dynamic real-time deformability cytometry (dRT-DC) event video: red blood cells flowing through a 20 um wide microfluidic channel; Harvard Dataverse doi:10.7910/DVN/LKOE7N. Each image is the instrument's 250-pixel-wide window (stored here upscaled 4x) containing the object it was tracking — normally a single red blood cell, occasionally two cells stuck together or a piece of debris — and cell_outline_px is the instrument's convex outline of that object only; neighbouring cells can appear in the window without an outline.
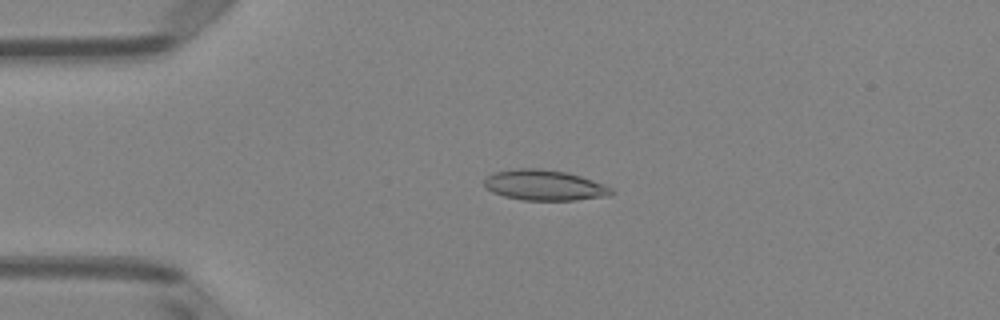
{"species": "Egyptian fruit bat (a non-hibernating species)", "species_latin": "Rousettus aegyptiacus", "temperature_condition": "room temperature", "stored_images_in_passage": 45, "camera_frame_rate_fps": 3000, "um_per_image_px": 0.085, "animal": {"sex": "female"}, "frame": {"image": 1, "passage_image": 6, "time_ms": 1.667, "image_size_px": [1000, 320], "cell_outline_px": [[612, 192], [608, 196], [576, 200], [524, 200], [504, 196], [492, 192], [484, 184], [484, 180], [488, 176], [496, 172], [516, 168], [540, 168], [568, 172], [604, 184], [612, 188]], "centroid_in_image_um": [46.28, 15.74], "position_along_channel_um": 38.7, "area_um2": 22.48}}
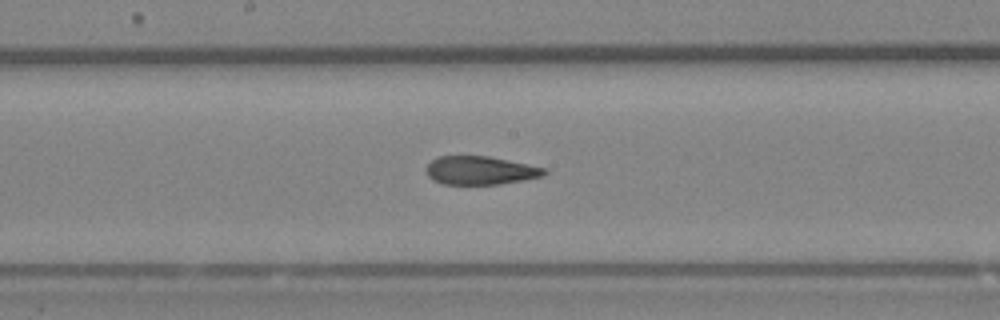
{"frame": {"image": 2, "passage_image": 21, "time_ms": 6.667, "image_size_px": [1000, 320], "cell_outline_px": [[548, 172], [544, 176], [524, 180], [500, 184], [444, 184], [432, 180], [428, 176], [424, 168], [436, 156], [488, 156], [548, 168]], "centroid_in_image_um": [40.84, 14.48], "position_along_channel_um": 207.4, "area_um2": 19.77}}
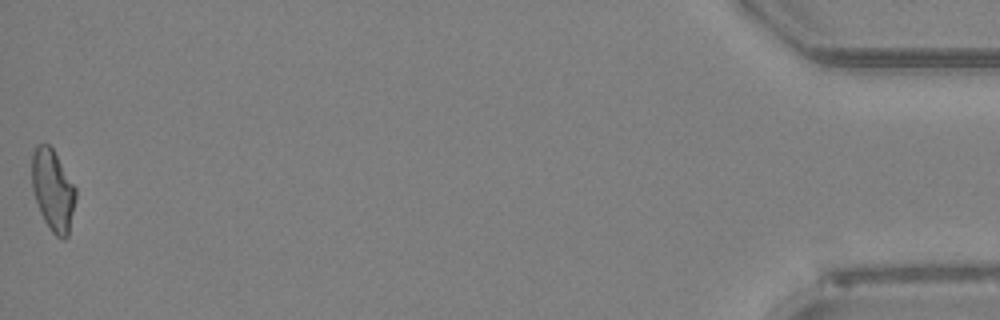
{"frame": {"image": 3, "passage_image": 45, "time_ms": 14.667, "image_size_px": [1000, 320], "cell_outline_px": [[76, 196], [68, 236], [64, 240], [56, 236], [52, 232], [44, 220], [40, 212], [32, 188], [32, 152], [36, 144], [48, 144], [52, 148], [76, 188]], "centroid_in_image_um": [4.49, 16.17], "position_along_channel_um": 430.7, "area_um2": 20.63}, "authors_computed_cell_mechanics": {"area_um2": 20.7502, "velocity_mm_per_s": 3.9997, "shape_relaxation_time_tau1_ms": null, "shape_relaxation_time_tau2_ms": 2.4539, "deformation_change_tau1": null, "deformation_change_tau2": 0.098}}